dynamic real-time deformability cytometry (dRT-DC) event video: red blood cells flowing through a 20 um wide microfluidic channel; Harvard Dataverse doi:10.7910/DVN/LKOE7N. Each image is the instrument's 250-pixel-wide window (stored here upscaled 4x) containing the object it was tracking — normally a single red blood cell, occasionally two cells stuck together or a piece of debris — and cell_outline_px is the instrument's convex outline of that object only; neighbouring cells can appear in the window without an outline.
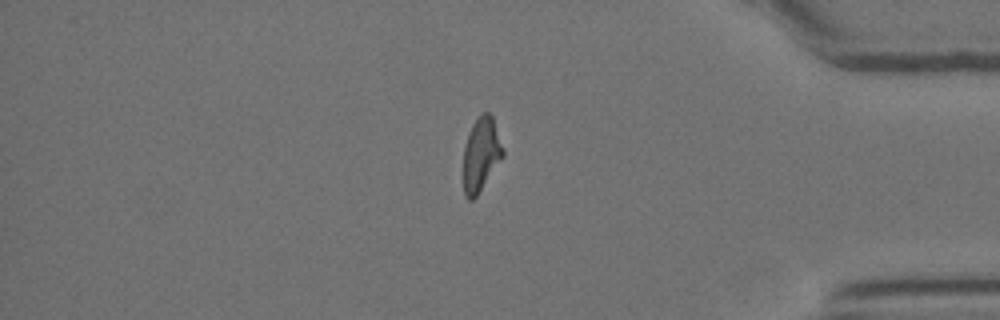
{"species": "Egyptian fruit bat (a non-hibernating species)", "species_latin": "Rousettus aegyptiacus", "temperature_condition": "room temperature", "stored_images_in_passage": 12, "segment_of_instrument_passage": [2, 2], "camera_frame_rate_fps": 3000, "um_per_image_px": 0.085, "animal": {"sex": "female"}, "frame": {"image": 1, "passage_image": 12, "time_ms": 3.667, "image_size_px": [1000, 320], "cell_outline_px": [[504, 156], [476, 196], [472, 200], [468, 200], [464, 192], [464, 148], [468, 132], [472, 124], [480, 112], [488, 112], [492, 116], [504, 148]], "centroid_in_image_um": [40.9, 13.07], "position_along_channel_um": 394.3, "area_um2": 16.99}}